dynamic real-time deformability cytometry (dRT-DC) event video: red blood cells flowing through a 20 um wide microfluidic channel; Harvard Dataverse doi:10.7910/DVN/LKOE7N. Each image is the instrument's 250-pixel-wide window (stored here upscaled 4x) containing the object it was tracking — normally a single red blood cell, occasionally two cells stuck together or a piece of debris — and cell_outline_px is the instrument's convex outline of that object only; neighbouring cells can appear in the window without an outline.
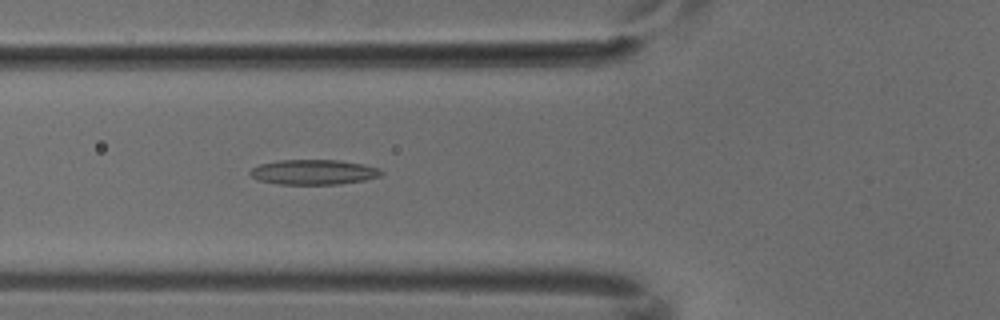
{"species": "common noctule bat (a hibernating species)", "species_latin": "Nyctalus noctula", "temperature_condition": "cold", "stored_images_in_passage": 4, "camera_frame_rate_fps": 3000, "um_per_image_px": 0.085, "animal": {"sex": "male", "body_mass_g": 18.8}, "frame": {"image": 1, "passage_image": 4, "time_ms": 1.0, "image_size_px": [1000, 320], "cell_outline_px": [[384, 172], [380, 176], [364, 180], [340, 184], [280, 184], [260, 180], [252, 176], [248, 172], [252, 168], [260, 164], [280, 160], [340, 160], [364, 164], [380, 168]], "centroid_in_image_um": [26.7, 14.62], "position_along_channel_um": 99.1, "area_um2": 19.07}}